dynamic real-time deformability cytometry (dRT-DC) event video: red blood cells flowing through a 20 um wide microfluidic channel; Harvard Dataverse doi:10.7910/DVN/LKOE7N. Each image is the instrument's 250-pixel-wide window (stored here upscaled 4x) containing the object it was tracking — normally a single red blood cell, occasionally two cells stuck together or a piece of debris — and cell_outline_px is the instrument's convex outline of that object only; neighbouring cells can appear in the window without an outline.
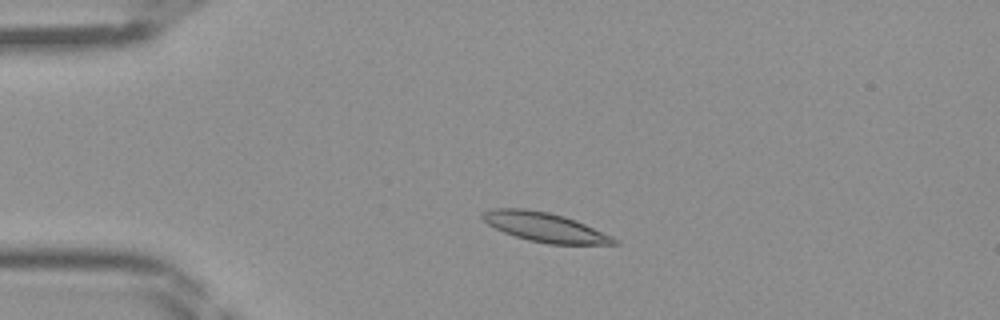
{"species": "Egyptian fruit bat (a non-hibernating species)", "species_latin": "Rousettus aegyptiacus", "temperature_condition": "room temperature", "stored_images_in_passage": 43, "camera_frame_rate_fps": 3000, "um_per_image_px": 0.085, "frame": {"image": 1, "passage_image": 8, "time_ms": 2.333, "image_size_px": [1000, 320], "cell_outline_px": [[620, 244], [548, 244], [528, 240], [504, 232], [488, 224], [480, 216], [484, 212], [492, 208], [524, 208], [548, 212], [564, 216], [576, 220], [612, 236], [620, 240]], "centroid_in_image_um": [46.34, 19.31], "position_along_channel_um": 38.7, "area_um2": 22.37}}
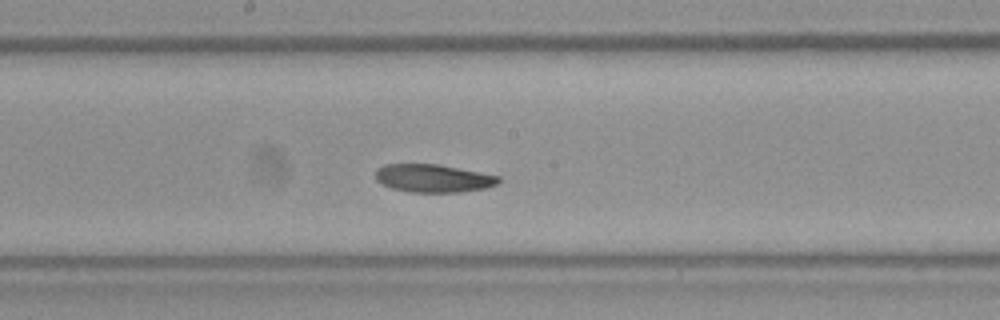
{"frame": {"image": 2, "passage_image": 22, "time_ms": 7.0, "image_size_px": [1000, 320], "cell_outline_px": [[500, 180], [496, 184], [484, 188], [460, 192], [408, 192], [392, 188], [380, 184], [376, 180], [376, 168], [384, 164], [440, 164], [500, 176]], "centroid_in_image_um": [36.78, 15.15], "position_along_channel_um": 211.4, "area_um2": 20.17}}
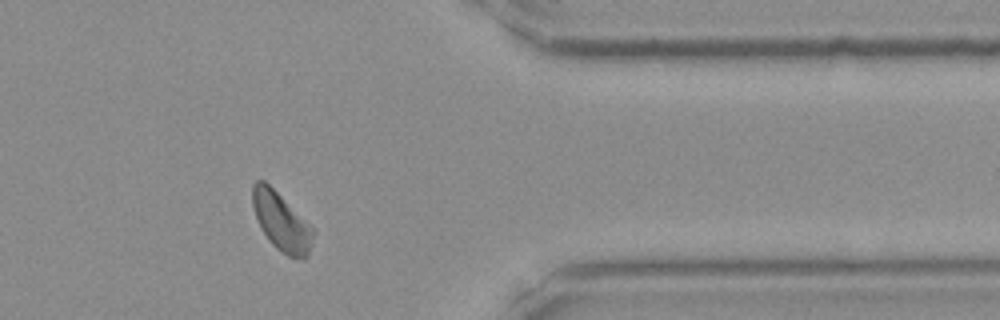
{"frame": {"image": 3, "passage_image": 35, "time_ms": 11.333, "image_size_px": [1000, 320], "cell_outline_px": [[316, 232], [308, 256], [304, 260], [288, 256], [280, 252], [268, 240], [256, 216], [252, 204], [252, 184], [256, 180], [264, 180], [316, 228]], "centroid_in_image_um": [23.97, 18.87], "position_along_channel_um": 387.4, "area_um2": 20.92}}